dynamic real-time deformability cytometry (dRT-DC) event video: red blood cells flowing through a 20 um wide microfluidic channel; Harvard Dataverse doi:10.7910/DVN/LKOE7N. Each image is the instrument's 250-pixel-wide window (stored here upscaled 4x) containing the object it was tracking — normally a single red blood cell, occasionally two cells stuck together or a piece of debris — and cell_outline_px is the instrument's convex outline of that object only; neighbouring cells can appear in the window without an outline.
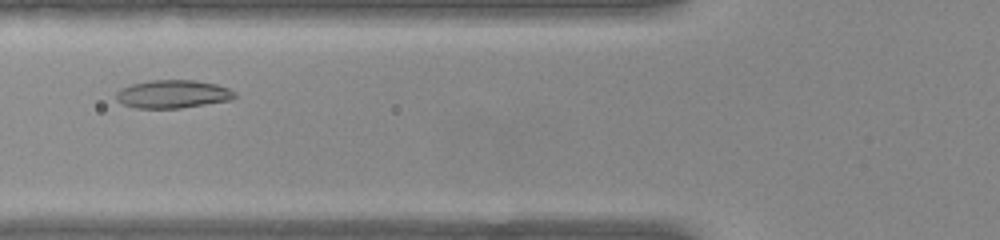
{"species": "common noctule bat (a hibernating species)", "species_latin": "Nyctalus noctula", "temperature_condition": "warm", "stored_images_in_passage": 36, "camera_frame_rate_fps": 3000, "um_per_image_px": 0.085, "animal": {"sex": "female", "body_mass_g": 22.0, "forearm_length_mm": 56.7}, "frame": {"image": 1, "passage_image": 9, "time_ms": 2.667, "image_size_px": [1000, 240], "cell_outline_px": [[236, 96], [232, 100], [180, 108], [136, 108], [124, 104], [116, 100], [116, 92], [120, 88], [132, 84], [152, 80], [196, 80], [216, 84], [228, 88], [236, 92]], "centroid_in_image_um": [14.7, 7.99], "position_along_channel_um": 111.1, "area_um2": 19.48}}
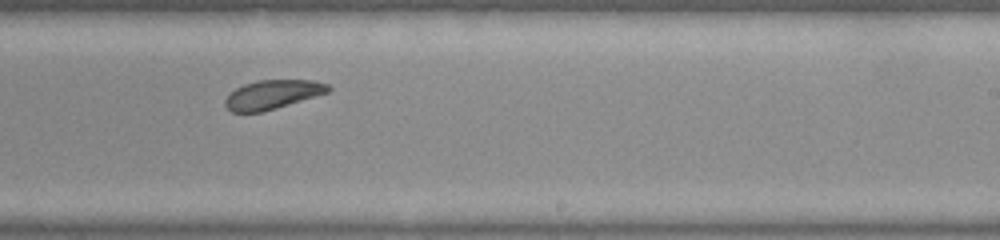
{"frame": {"image": 2, "passage_image": 21, "time_ms": 6.667, "image_size_px": [1000, 240], "cell_outline_px": [[332, 88], [328, 92], [316, 96], [276, 108], [260, 112], [232, 112], [224, 104], [224, 100], [236, 88], [244, 84], [256, 80], [312, 80], [328, 84]], "centroid_in_image_um": [23.17, 8.02], "position_along_channel_um": 265.8, "area_um2": 17.28}}
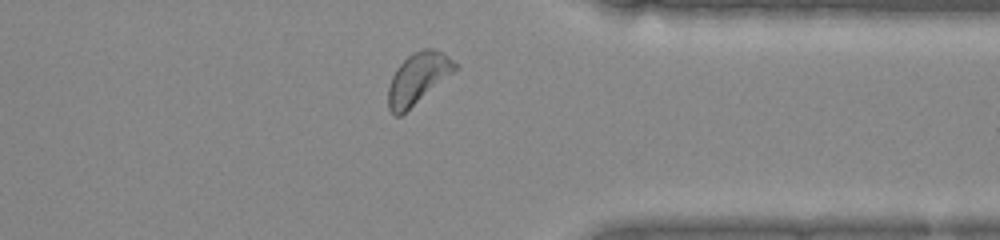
{"frame": {"image": 3, "passage_image": 30, "time_ms": 9.667, "image_size_px": [1000, 240], "cell_outline_px": [[456, 68], [452, 72], [400, 116], [396, 116], [388, 108], [388, 88], [392, 76], [396, 68], [412, 52], [424, 48], [432, 48], [444, 52], [456, 64]], "centroid_in_image_um": [35.48, 6.63], "position_along_channel_um": 375.9, "area_um2": 19.31}, "authors_computed_cell_mechanics": {"area_um2": 18.6983, "velocity_mm_per_s": 3.8844, "shape_relaxation_time_tau1_ms": 2.5218, "shape_relaxation_time_tau2_ms": null, "deformation_change_tau1": 0.06, "deformation_change_tau2": null}}